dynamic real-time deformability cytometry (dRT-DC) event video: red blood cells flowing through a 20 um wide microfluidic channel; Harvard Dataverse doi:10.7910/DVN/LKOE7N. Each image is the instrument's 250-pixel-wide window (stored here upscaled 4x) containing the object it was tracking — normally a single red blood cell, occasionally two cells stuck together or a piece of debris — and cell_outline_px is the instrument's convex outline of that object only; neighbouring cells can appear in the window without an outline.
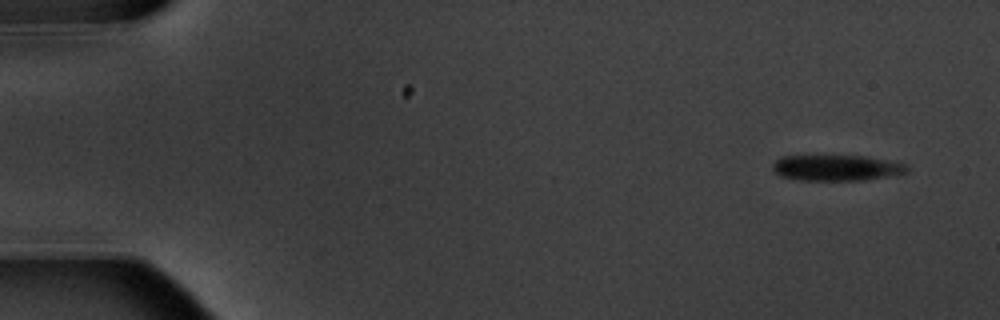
{"species": "common noctule bat (a hibernating species)", "species_latin": "Nyctalus noctula", "temperature_condition": "warm", "stored_images_in_passage": 6, "segment_of_instrument_passage": [1, 2], "camera_frame_rate_fps": 3000, "um_per_image_px": 0.085, "animal": {"sex": "male", "body_mass_g": 20.1, "forearm_length_mm": 53.5}, "frame": {"image": 1, "passage_image": 1, "time_ms": 0.0, "image_size_px": [1000, 320], "cell_outline_px": [[908, 172], [888, 176], [864, 180], [796, 180], [780, 176], [772, 168], [772, 164], [780, 156], [864, 156], [888, 160], [908, 164]], "centroid_in_image_um": [71.09, 14.26], "position_along_channel_um": 13.9, "area_um2": 20.23}}